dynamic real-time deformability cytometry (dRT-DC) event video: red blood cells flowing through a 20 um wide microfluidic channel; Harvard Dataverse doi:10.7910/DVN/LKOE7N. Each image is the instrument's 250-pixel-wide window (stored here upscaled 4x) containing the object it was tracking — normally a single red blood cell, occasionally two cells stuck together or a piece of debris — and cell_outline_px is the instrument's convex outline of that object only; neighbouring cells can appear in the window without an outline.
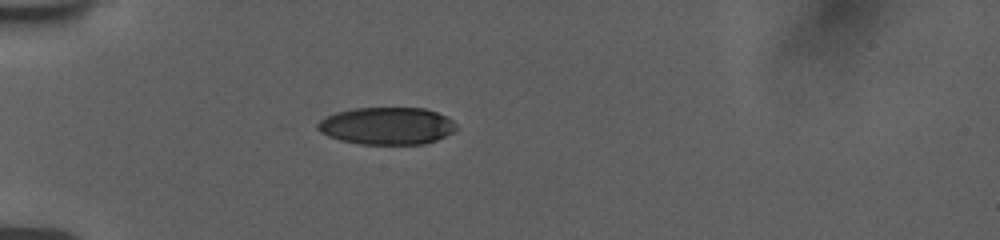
{"species": "human", "species_latin": "Homo sapiens", "temperature_condition": "room temperature", "stored_images_in_passage": 3, "camera_frame_rate_fps": 3000, "um_per_image_px": 0.085, "donor": {"sex": "female"}, "frame": {"image": 1, "passage_image": 1, "time_ms": 0.0, "image_size_px": [1000, 240], "cell_outline_px": [[456, 132], [436, 140], [424, 144], [360, 144], [340, 140], [328, 136], [320, 132], [316, 128], [316, 124], [320, 120], [336, 112], [352, 108], [424, 108], [436, 112], [452, 120], [456, 124]], "centroid_in_image_um": [32.88, 10.7], "position_along_channel_um": 52.1, "area_um2": 30.23}}